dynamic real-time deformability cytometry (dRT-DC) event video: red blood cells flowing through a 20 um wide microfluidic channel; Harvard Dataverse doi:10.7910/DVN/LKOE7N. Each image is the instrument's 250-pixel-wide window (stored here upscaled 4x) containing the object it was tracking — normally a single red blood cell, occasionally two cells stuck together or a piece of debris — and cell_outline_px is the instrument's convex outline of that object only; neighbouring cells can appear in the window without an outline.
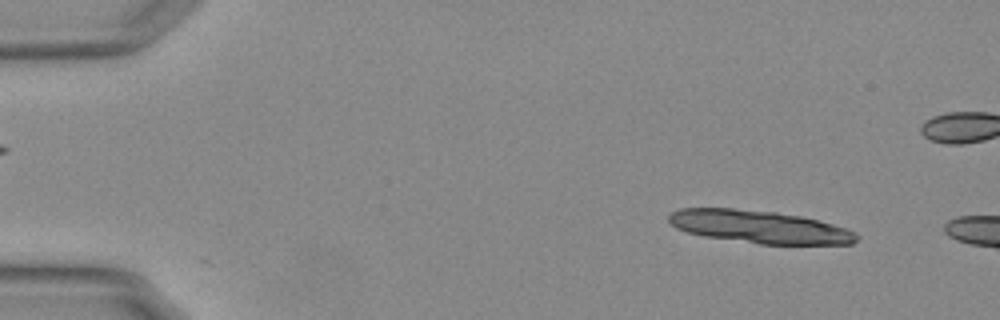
{"species": "Egyptian fruit bat (a non-hibernating species)", "species_latin": "Rousettus aegyptiacus", "temperature_condition": "warm", "stored_images_in_passage": 14, "camera_frame_rate_fps": 3000, "um_per_image_px": 0.085, "animal": {"sex": "female"}, "frame": {"image": 1, "passage_image": 5, "time_ms": 1.333, "image_size_px": [1000, 320], "cell_outline_px": [[860, 236], [852, 244], [760, 244], [704, 236], [688, 232], [676, 228], [668, 220], [668, 216], [672, 212], [680, 208], [732, 208], [776, 212], [800, 216], [832, 224], [856, 232]], "centroid_in_image_um": [64.54, 19.28], "position_along_channel_um": 20.5, "area_um2": 35.6}}